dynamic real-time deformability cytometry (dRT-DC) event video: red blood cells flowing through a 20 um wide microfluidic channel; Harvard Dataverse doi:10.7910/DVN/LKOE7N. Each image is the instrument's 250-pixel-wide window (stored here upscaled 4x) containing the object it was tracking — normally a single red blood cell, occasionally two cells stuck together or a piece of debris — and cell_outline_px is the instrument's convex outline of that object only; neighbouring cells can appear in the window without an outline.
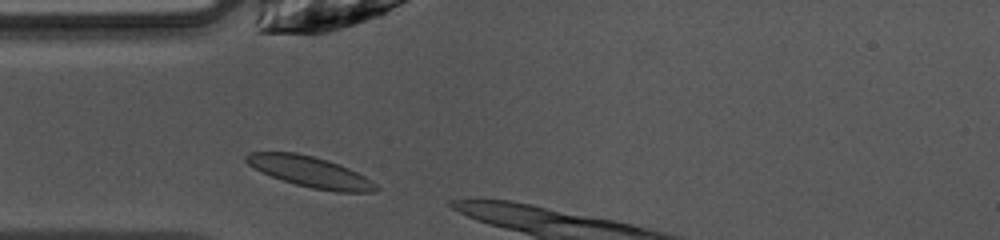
{"species": "common noctule bat (a hibernating species)", "species_latin": "Nyctalus noctula", "temperature_condition": "warm", "stored_images_in_passage": 4, "camera_frame_rate_fps": 3000, "um_per_image_px": 0.085, "animal": {"sex": "female", "body_mass_g": 10.0, "forearm_length_mm": 53.1}, "frame": {"image": 1, "passage_image": 1, "time_ms": 0.0, "image_size_px": [1000, 240], "cell_outline_px": [[380, 188], [376, 192], [336, 192], [312, 188], [296, 184], [272, 176], [248, 164], [244, 160], [244, 156], [248, 152], [296, 152], [328, 160], [340, 164], [372, 180]], "centroid_in_image_um": [26.4, 14.6], "position_along_channel_um": 58.6, "area_um2": 23.12}}